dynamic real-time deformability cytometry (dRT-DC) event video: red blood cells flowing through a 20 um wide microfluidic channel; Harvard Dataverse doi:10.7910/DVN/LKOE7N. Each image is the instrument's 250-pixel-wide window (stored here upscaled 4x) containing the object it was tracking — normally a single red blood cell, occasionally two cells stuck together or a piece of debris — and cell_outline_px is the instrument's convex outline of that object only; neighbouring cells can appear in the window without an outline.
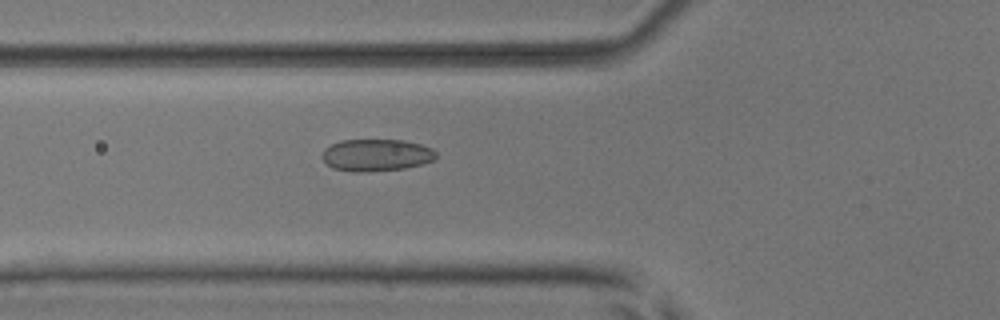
{"species": "common noctule bat (a hibernating species)", "species_latin": "Nyctalus noctula", "temperature_condition": "room temperature", "stored_images_in_passage": 45, "camera_frame_rate_fps": 3000, "um_per_image_px": 0.085, "animal": {"sex": "male", "body_mass_g": 17.9, "forearm_length_mm": 54.2}, "frame": {"image": 1, "passage_image": 12, "time_ms": 3.667, "image_size_px": [1000, 320], "cell_outline_px": [[436, 156], [432, 160], [424, 164], [404, 168], [364, 172], [352, 172], [332, 168], [320, 156], [324, 148], [340, 140], [404, 140], [420, 144], [432, 148], [436, 152]], "centroid_in_image_um": [31.96, 13.18], "position_along_channel_um": 93.8, "area_um2": 21.39}}
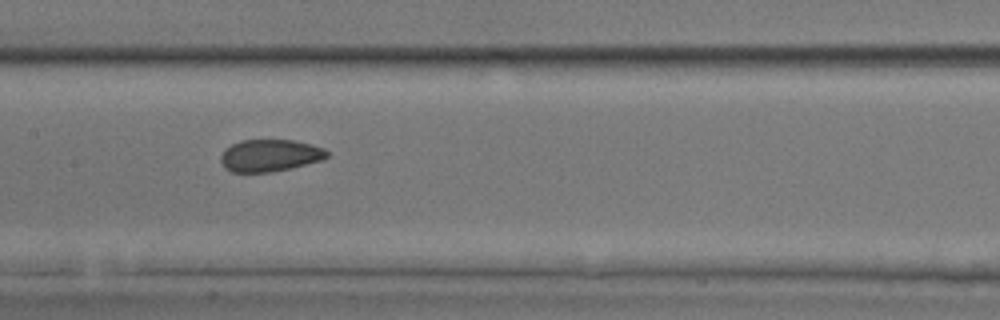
{"frame": {"image": 2, "passage_image": 19, "time_ms": 6.0, "image_size_px": [1000, 320], "cell_outline_px": [[328, 156], [320, 160], [272, 172], [232, 172], [224, 168], [220, 160], [220, 156], [224, 148], [240, 140], [296, 140], [312, 144], [324, 148], [328, 152]], "centroid_in_image_um": [22.89, 13.2], "position_along_channel_um": 184.5, "area_um2": 19.88}}
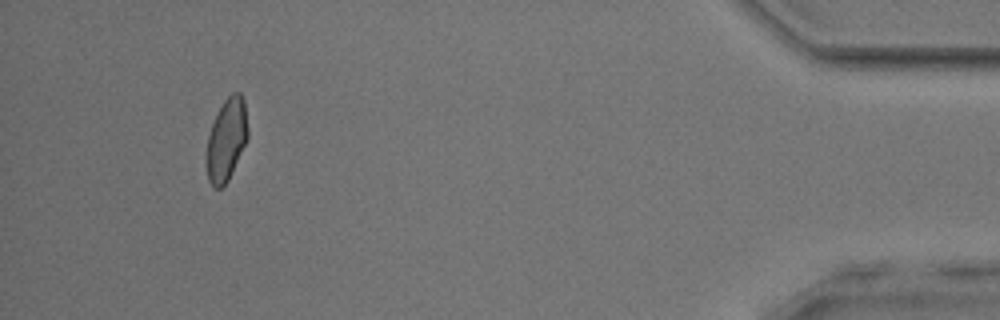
{"frame": {"image": 3, "passage_image": 42, "time_ms": 13.667, "image_size_px": [1000, 320], "cell_outline_px": [[248, 136], [232, 172], [228, 180], [220, 188], [212, 188], [208, 180], [208, 136], [212, 124], [224, 100], [232, 92], [240, 92], [244, 100], [248, 128]], "centroid_in_image_um": [19.27, 11.85], "position_along_channel_um": 415.9, "area_um2": 19.31}, "authors_computed_cell_mechanics": {"area_um2": 20.2878, "velocity_mm_per_s": 3.8778, "shape_relaxation_time_tau1_ms": 3.7804, "shape_relaxation_time_tau2_ms": 1.2517, "deformation_change_tau1": 0.1004, "deformation_change_tau2": 0.0639}}